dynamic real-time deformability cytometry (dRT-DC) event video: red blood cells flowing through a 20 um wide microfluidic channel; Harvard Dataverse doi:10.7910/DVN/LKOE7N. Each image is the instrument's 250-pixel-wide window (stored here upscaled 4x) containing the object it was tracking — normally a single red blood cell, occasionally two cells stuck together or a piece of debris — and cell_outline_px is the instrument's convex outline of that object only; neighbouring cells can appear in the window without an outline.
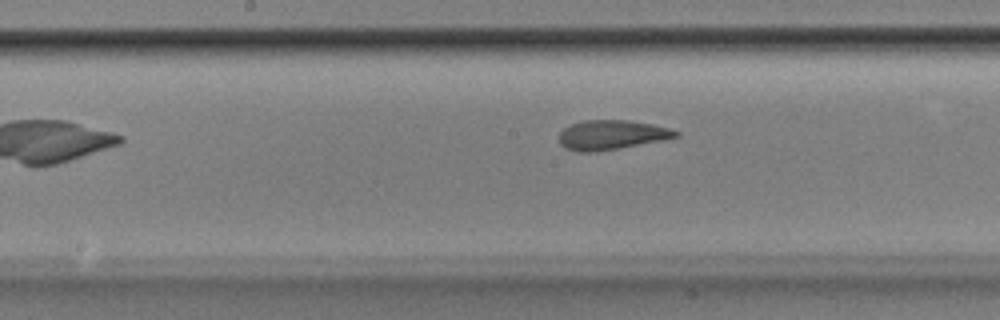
{"species": "Egyptian fruit bat (a non-hibernating species)", "species_latin": "Rousettus aegyptiacus", "temperature_condition": "room temperature", "stored_images_in_passage": 33, "camera_frame_rate_fps": 3000, "um_per_image_px": 0.085, "animal": {"sex": "male"}, "frame": {"image": 1, "passage_image": 13, "time_ms": 4.0, "image_size_px": [1000, 320], "cell_outline_px": [[680, 136], [664, 140], [596, 152], [576, 152], [564, 148], [560, 144], [560, 132], [568, 124], [584, 120], [628, 120], [652, 124], [668, 128], [680, 132]], "centroid_in_image_um": [51.96, 11.47], "position_along_channel_um": 196.2, "area_um2": 20.23}}
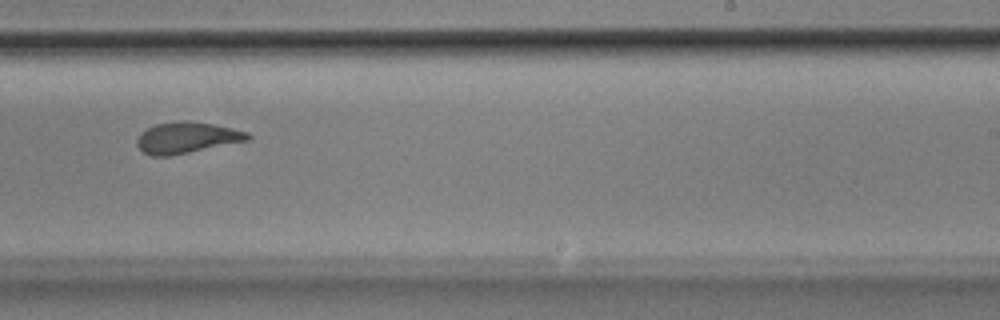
{"frame": {"image": 2, "passage_image": 19, "time_ms": 6.0, "image_size_px": [1000, 320], "cell_outline_px": [[252, 140], [168, 156], [152, 156], [144, 152], [136, 144], [136, 140], [140, 132], [156, 124], [180, 120], [188, 120], [216, 124], [248, 132], [252, 136]], "centroid_in_image_um": [15.91, 11.69], "position_along_channel_um": 273.1, "area_um2": 20.35}}
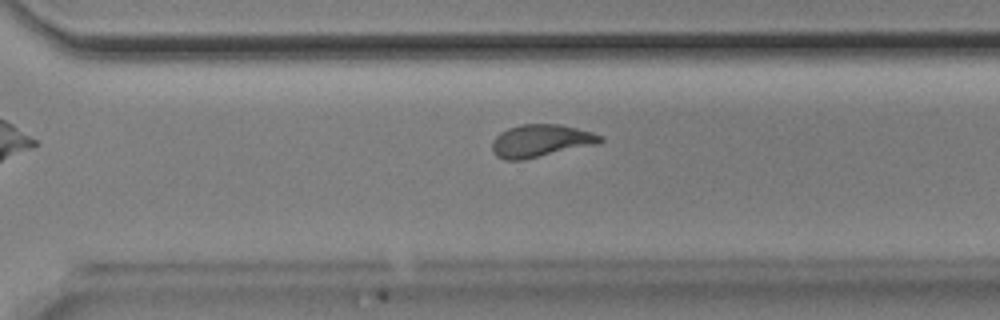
{"frame": {"image": 3, "passage_image": 23, "time_ms": 7.333, "image_size_px": [1000, 320], "cell_outline_px": [[604, 140], [600, 144], [524, 160], [504, 160], [496, 156], [492, 148], [492, 140], [500, 132], [508, 128], [520, 124], [560, 124], [592, 132], [604, 136]], "centroid_in_image_um": [46.0, 11.97], "position_along_channel_um": 324.6, "area_um2": 20.87}}